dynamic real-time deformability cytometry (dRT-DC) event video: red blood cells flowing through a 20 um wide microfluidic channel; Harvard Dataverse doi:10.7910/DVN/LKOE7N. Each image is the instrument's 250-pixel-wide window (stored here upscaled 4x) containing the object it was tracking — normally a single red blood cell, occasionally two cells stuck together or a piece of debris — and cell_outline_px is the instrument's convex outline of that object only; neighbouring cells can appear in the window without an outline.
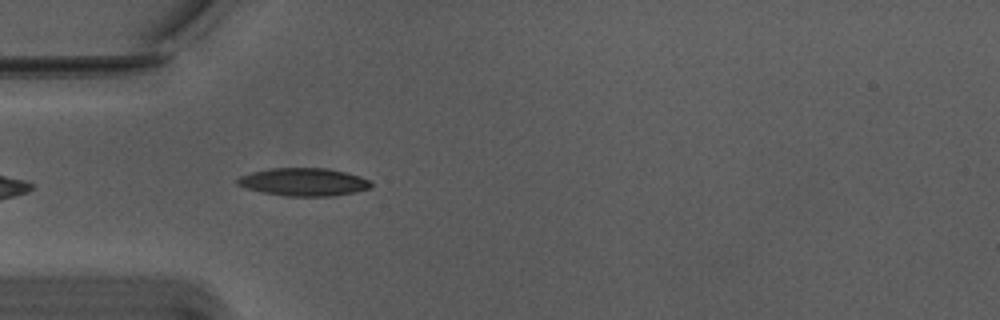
{"species": "Egyptian fruit bat (a non-hibernating species)", "species_latin": "Rousettus aegyptiacus", "temperature_condition": "warm", "stored_images_in_passage": 24, "camera_frame_rate_fps": 3000, "um_per_image_px": 0.085, "animal": {"sex": "male"}, "frame": {"image": 1, "passage_image": 3, "time_ms": 0.667, "image_size_px": [1000, 320], "cell_outline_px": [[372, 188], [356, 192], [332, 196], [284, 196], [260, 192], [244, 188], [236, 184], [236, 180], [240, 176], [252, 172], [272, 168], [324, 168], [344, 172], [360, 176], [368, 180], [372, 184]], "centroid_in_image_um": [25.79, 15.48], "position_along_channel_um": 59.2, "area_um2": 21.79}}
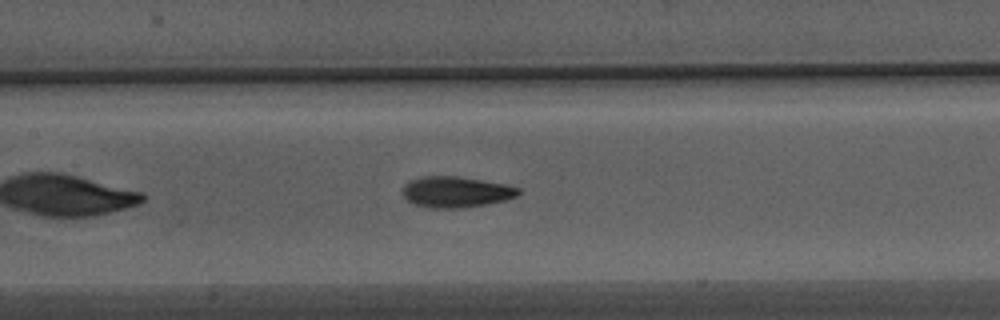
{"frame": {"image": 2, "passage_image": 12, "time_ms": 3.667, "image_size_px": [1000, 320], "cell_outline_px": [[520, 192], [516, 196], [504, 200], [488, 204], [464, 208], [428, 208], [412, 204], [400, 192], [404, 184], [408, 180], [420, 176], [456, 176], [504, 184], [520, 188]], "centroid_in_image_um": [38.68, 16.32], "position_along_channel_um": 168.7, "area_um2": 21.1}}
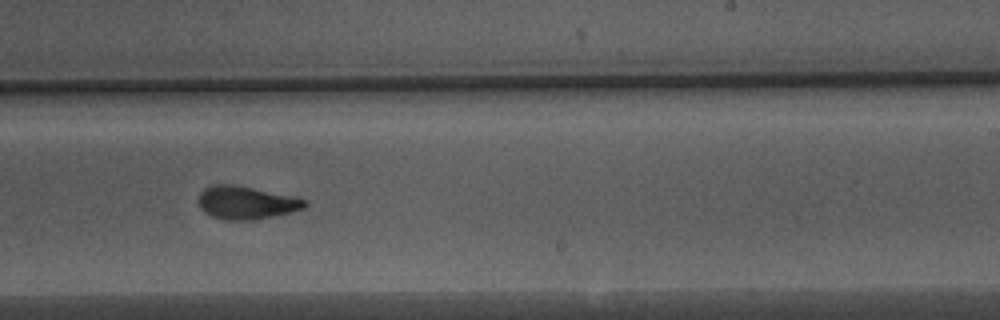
{"frame": {"image": 3, "passage_image": 20, "time_ms": 6.333, "image_size_px": [1000, 320], "cell_outline_px": [[308, 204], [304, 208], [292, 212], [252, 220], [224, 220], [212, 216], [204, 212], [200, 208], [200, 192], [204, 188], [212, 184], [236, 184], [308, 200]], "centroid_in_image_um": [20.92, 17.22], "position_along_channel_um": 268.1, "area_um2": 20.4}}